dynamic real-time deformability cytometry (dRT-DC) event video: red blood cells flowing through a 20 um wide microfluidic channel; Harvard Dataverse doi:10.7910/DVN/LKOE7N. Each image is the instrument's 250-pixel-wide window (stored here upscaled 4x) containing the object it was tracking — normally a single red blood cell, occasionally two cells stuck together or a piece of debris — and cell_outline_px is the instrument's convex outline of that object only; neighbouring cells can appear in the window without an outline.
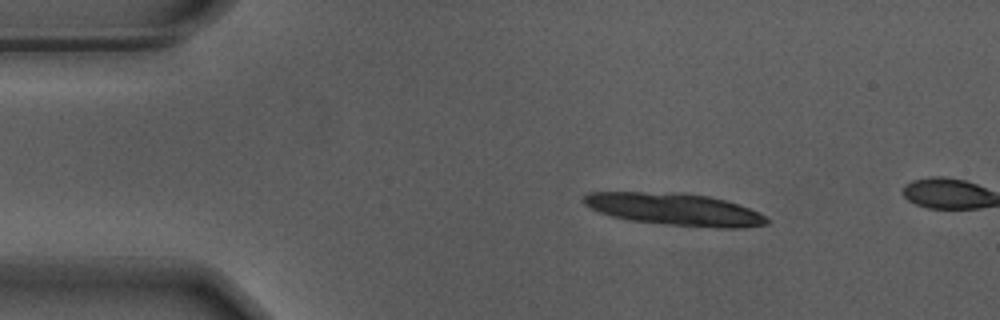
{"species": "Egyptian fruit bat (a non-hibernating species)", "species_latin": "Rousettus aegyptiacus", "temperature_condition": "warm", "stored_images_in_passage": 5, "camera_frame_rate_fps": 3000, "um_per_image_px": 0.085, "animal": {"sex": "male"}, "frame": {"image": 1, "passage_image": 1, "time_ms": 0.0, "image_size_px": [1000, 320], "cell_outline_px": [[768, 224], [744, 228], [716, 228], [668, 224], [628, 220], [612, 216], [600, 212], [584, 204], [580, 200], [588, 192], [680, 192], [708, 196], [740, 204], [764, 216], [768, 220]], "centroid_in_image_um": [57.33, 17.78], "position_along_channel_um": 27.7, "area_um2": 34.33}}